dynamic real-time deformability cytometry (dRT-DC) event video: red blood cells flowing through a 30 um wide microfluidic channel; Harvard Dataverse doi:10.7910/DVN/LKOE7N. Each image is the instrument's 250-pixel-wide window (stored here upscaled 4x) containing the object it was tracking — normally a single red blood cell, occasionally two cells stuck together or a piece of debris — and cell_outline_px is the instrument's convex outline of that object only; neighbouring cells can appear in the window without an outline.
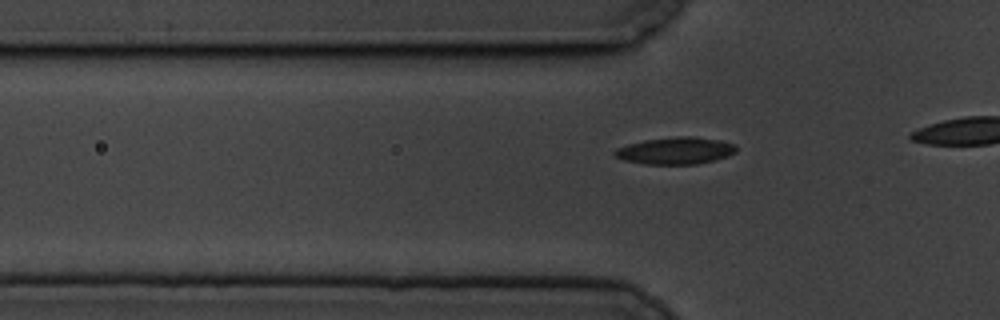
{"species": "common noctule bat (a hibernating species)", "species_latin": "Nyctalus noctula", "temperature_condition": "cold", "stored_images_in_passage": 10, "camera_frame_rate_fps": 3000, "um_per_image_px": 0.085, "animal": {"sex": "male", "body_mass_g": 19.5, "forearm_length_mm": 54.6}, "frame": {"image": 1, "passage_image": 7, "time_ms": 2.0, "image_size_px": [1000, 320], "cell_outline_px": [[736, 152], [728, 156], [696, 164], [644, 164], [624, 160], [612, 156], [612, 152], [616, 148], [628, 144], [644, 140], [676, 136], [696, 136], [720, 140], [732, 144], [736, 148]], "centroid_in_image_um": [57.36, 12.8], "position_along_channel_um": 68.4, "area_um2": 19.19}}